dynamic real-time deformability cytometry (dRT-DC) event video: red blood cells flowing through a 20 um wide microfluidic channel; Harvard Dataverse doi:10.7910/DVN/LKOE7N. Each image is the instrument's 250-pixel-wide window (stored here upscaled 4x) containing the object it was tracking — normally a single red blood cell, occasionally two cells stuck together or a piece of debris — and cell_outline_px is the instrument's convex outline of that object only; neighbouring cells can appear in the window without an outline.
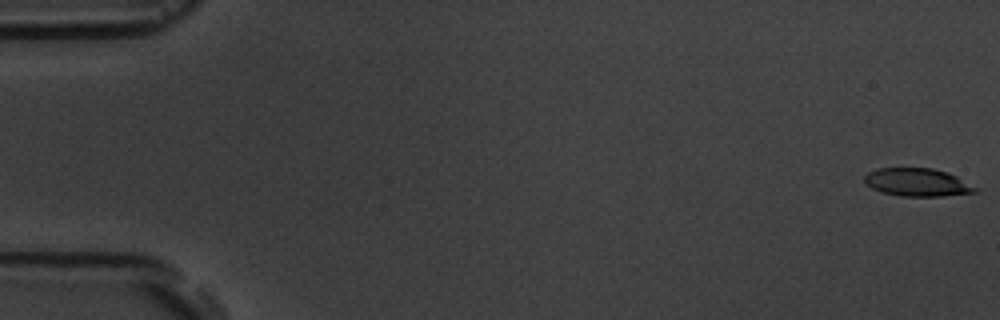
{"species": "common noctule bat (a hibernating species)", "species_latin": "Nyctalus noctula", "temperature_condition": "room temperature", "stored_images_in_passage": 5, "camera_frame_rate_fps": 3000, "um_per_image_px": 0.085, "animal": {"sex": "male", "body_mass_g": 19.5, "forearm_length_mm": 54.6}, "frame": {"image": 1, "passage_image": 1, "time_ms": 0.0, "image_size_px": [1000, 320], "cell_outline_px": [[984, 188], [980, 192], [944, 196], [900, 196], [880, 192], [872, 188], [864, 180], [864, 176], [868, 172], [876, 168], [932, 168], [948, 172]], "centroid_in_image_um": [78.09, 15.5], "position_along_channel_um": 6.9, "area_um2": 18.61}}
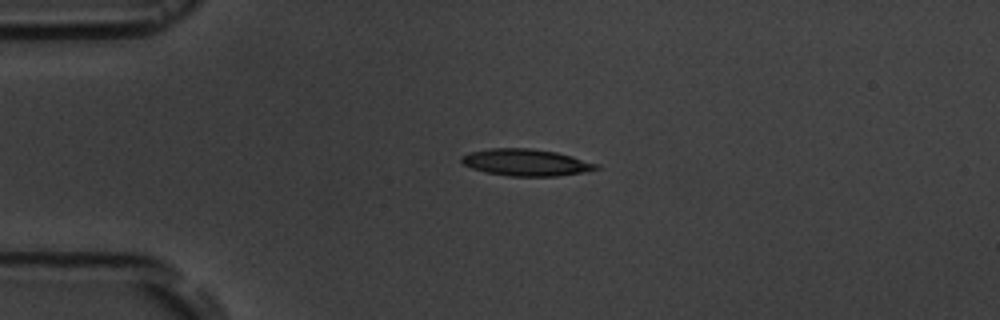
{"frame": {"image": 2, "passage_image": 4, "time_ms": 4.333, "image_size_px": [1000, 320], "cell_outline_px": [[600, 168], [584, 172], [556, 176], [508, 176], [484, 172], [472, 168], [464, 164], [460, 160], [460, 156], [468, 152], [492, 148], [532, 148], [556, 152], [572, 156], [600, 164]], "centroid_in_image_um": [44.71, 13.8], "position_along_channel_um": 40.3, "area_um2": 21.21}}